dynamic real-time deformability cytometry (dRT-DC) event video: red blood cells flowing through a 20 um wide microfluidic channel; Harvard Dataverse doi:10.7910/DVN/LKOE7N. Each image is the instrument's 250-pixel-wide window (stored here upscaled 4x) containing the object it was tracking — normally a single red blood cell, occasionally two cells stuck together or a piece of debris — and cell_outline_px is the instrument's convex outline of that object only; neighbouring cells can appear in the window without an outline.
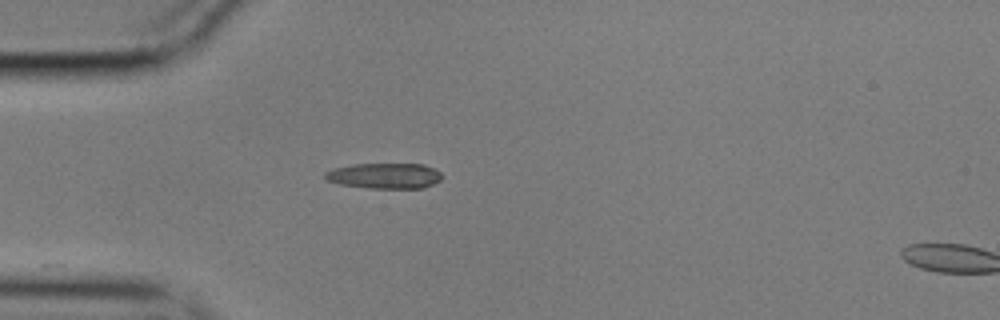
{"species": "common noctule bat (a hibernating species)", "species_latin": "Nyctalus noctula", "temperature_condition": "cold", "stored_images_in_passage": 3, "camera_frame_rate_fps": 3000, "um_per_image_px": 0.085, "animal": {"sex": "male", "body_mass_g": 17.9}, "frame": {"image": 1, "passage_image": 1, "time_ms": 0.0, "image_size_px": [1000, 320], "cell_outline_px": [[444, 176], [440, 180], [424, 188], [368, 188], [340, 184], [324, 180], [324, 172], [332, 168], [352, 164], [424, 164], [440, 172]], "centroid_in_image_um": [32.65, 14.94], "position_along_channel_um": 52.3, "area_um2": 17.57}}